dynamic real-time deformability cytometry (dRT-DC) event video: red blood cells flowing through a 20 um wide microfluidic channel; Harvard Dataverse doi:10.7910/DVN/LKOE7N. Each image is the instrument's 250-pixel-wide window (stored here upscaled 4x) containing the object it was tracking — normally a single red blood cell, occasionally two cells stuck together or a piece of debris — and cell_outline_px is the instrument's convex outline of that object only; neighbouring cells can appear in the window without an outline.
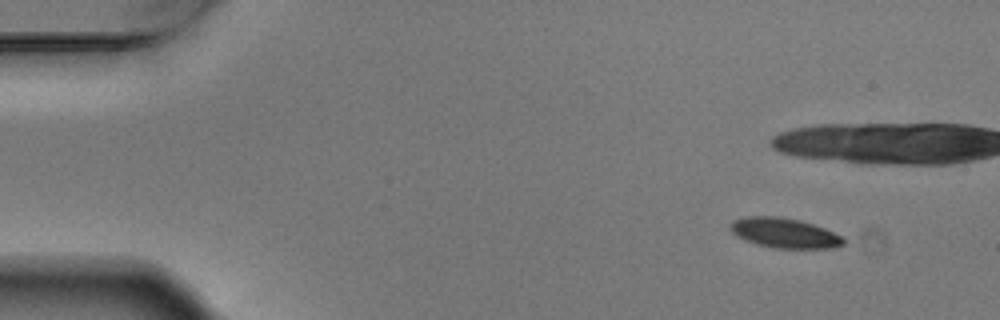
{"species": "Egyptian fruit bat (a non-hibernating species)", "species_latin": "Rousettus aegyptiacus", "temperature_condition": "warm", "stored_images_in_passage": 5, "camera_frame_rate_fps": 3000, "um_per_image_px": 0.085, "animal": {"sex": "male"}, "frame": {"image": 1, "passage_image": 1, "time_ms": 0.0, "image_size_px": [1000, 320], "cell_outline_px": [[844, 244], [836, 248], [772, 248], [756, 244], [744, 240], [736, 236], [728, 228], [728, 224], [732, 220], [748, 216], [780, 216], [800, 220], [824, 228], [844, 236]], "centroid_in_image_um": [66.65, 19.8], "position_along_channel_um": 18.3, "area_um2": 20.06}}